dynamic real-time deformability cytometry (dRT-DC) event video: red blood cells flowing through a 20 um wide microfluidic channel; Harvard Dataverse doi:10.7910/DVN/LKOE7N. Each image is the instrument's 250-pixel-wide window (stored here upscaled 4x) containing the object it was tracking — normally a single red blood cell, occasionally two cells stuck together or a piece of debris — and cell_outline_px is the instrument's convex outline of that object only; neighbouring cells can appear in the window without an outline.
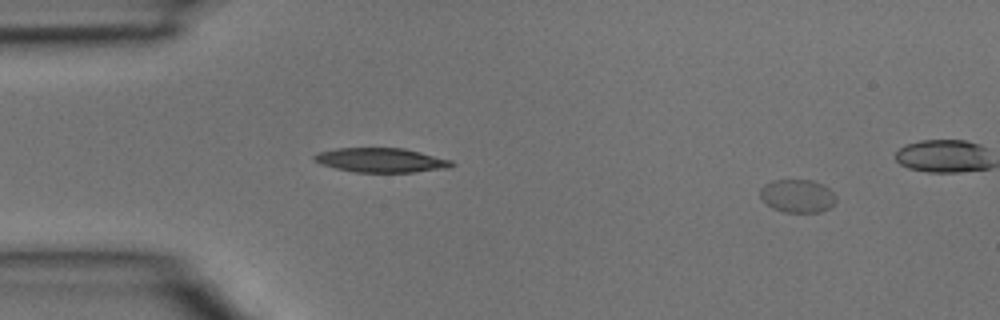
{"species": "common noctule bat (a hibernating species)", "species_latin": "Nyctalus noctula", "temperature_condition": "room temperature", "stored_images_in_passage": 4, "camera_frame_rate_fps": 3000, "um_per_image_px": 0.085, "animal": {"sex": "male", "body_mass_g": 15.6}, "frame": {"image": 1, "passage_image": 1, "time_ms": 0.0, "image_size_px": [1000, 320], "cell_outline_px": [[836, 200], [828, 208], [820, 212], [784, 212], [772, 208], [760, 196], [760, 188], [764, 184], [772, 180], [812, 180], [828, 188], [836, 196]], "centroid_in_image_um": [67.76, 16.65], "position_along_channel_um": 17.2, "area_um2": 14.51}}